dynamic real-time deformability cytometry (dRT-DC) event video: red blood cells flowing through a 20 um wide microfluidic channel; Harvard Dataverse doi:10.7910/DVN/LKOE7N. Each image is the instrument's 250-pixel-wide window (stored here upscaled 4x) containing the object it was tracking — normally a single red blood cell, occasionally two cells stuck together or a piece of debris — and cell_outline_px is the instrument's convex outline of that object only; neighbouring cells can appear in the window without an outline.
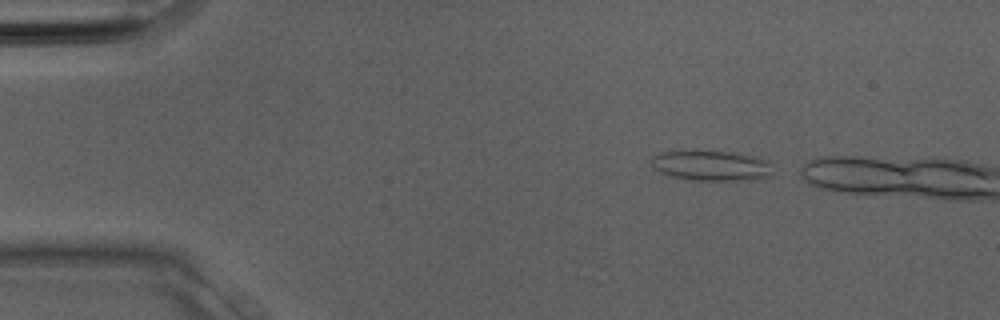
{"species": "Egyptian fruit bat (a non-hibernating species)", "species_latin": "Rousettus aegyptiacus", "temperature_condition": "room temperature", "stored_images_in_passage": 2, "camera_frame_rate_fps": 3000, "um_per_image_px": 0.085, "animal": {"sex": "male"}, "frame": {"image": 1, "passage_image": 1, "time_ms": 0.0, "image_size_px": [1000, 320], "cell_outline_px": [[772, 176], [756, 180], [688, 180], [672, 176], [660, 172], [648, 160], [652, 156], [660, 152], [692, 148], [732, 152], [756, 156], [768, 160]], "centroid_in_image_um": [60.42, 14.04], "position_along_channel_um": 24.6, "area_um2": 22.31}}